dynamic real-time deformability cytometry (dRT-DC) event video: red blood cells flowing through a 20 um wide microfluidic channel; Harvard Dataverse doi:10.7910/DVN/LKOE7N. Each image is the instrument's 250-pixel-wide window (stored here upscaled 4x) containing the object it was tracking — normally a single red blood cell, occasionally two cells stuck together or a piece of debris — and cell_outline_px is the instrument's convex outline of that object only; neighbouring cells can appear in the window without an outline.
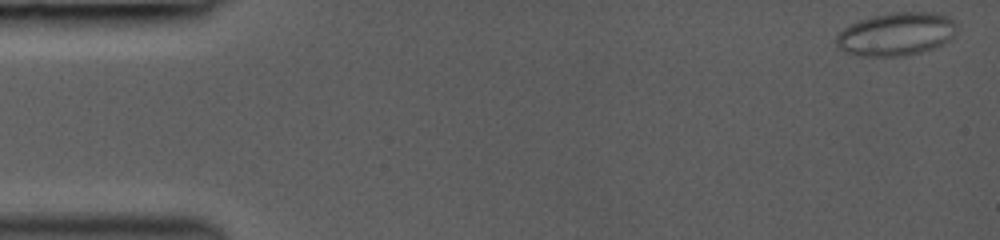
{"species": "common noctule bat (a hibernating species)", "species_latin": "Nyctalus noctula", "temperature_condition": "room temperature", "stored_images_in_passage": 12, "camera_frame_rate_fps": 3000, "um_per_image_px": 0.085, "animal": {"sex": "female", "body_mass_g": 19.0, "forearm_length_mm": 53.3}, "frame": {"image": 1, "passage_image": 1, "time_ms": 0.0, "image_size_px": [1000, 240], "cell_outline_px": [[956, 32], [944, 44], [920, 52], [900, 56], [856, 56], [836, 48], [836, 36], [844, 28], [860, 20], [892, 12], [936, 12], [948, 16], [956, 24]], "centroid_in_image_um": [76.17, 2.9], "position_along_channel_um": 8.8, "area_um2": 30.23}}
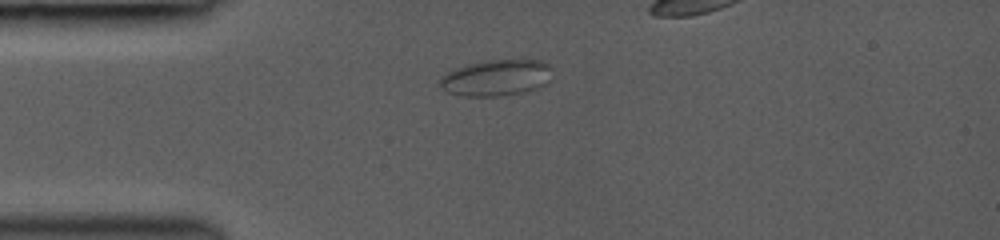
{"frame": {"image": 2, "passage_image": 9, "time_ms": 4.0, "image_size_px": [1000, 240], "cell_outline_px": [[552, 80], [548, 84], [524, 92], [500, 96], [464, 96], [448, 92], [440, 88], [440, 80], [448, 72], [456, 68], [468, 64], [484, 60], [544, 60], [548, 64]], "centroid_in_image_um": [42.22, 6.61], "position_along_channel_um": 42.8, "area_um2": 23.76}}